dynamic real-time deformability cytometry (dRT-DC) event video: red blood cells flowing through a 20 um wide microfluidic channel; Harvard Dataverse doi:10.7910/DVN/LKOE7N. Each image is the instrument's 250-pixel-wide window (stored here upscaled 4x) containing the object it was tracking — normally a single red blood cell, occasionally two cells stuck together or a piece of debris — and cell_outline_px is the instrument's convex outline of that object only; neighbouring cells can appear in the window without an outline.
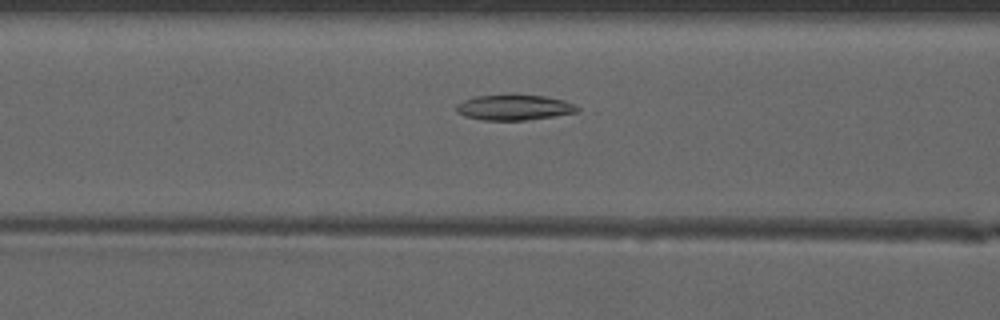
{"species": "common noctule bat (a hibernating species)", "species_latin": "Nyctalus noctula", "temperature_condition": "warm", "stored_images_in_passage": 36, "camera_frame_rate_fps": 3000, "um_per_image_px": 0.085, "animal": {"sex": "male", "forearm_length_mm": 52.5}, "frame": {"image": 1, "passage_image": 7, "time_ms": 2.0, "image_size_px": [1000, 320], "cell_outline_px": [[580, 108], [576, 112], [552, 116], [524, 120], [480, 120], [464, 116], [456, 112], [456, 104], [464, 100], [476, 96], [544, 96], [564, 100], [576, 104]], "centroid_in_image_um": [43.68, 9.15], "position_along_channel_um": 122.9, "area_um2": 17.57}}
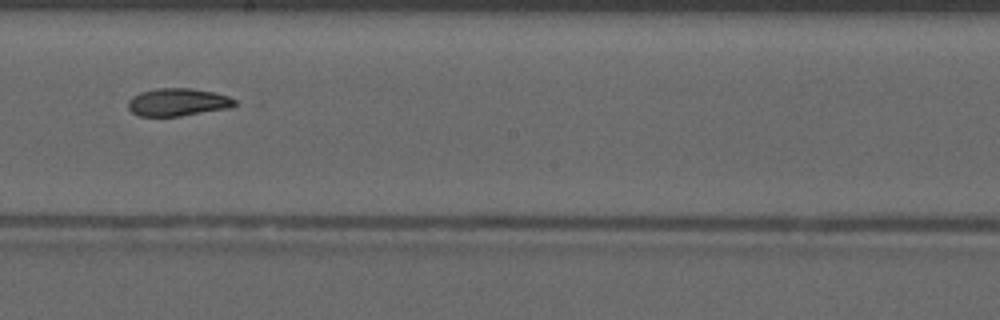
{"frame": {"image": 2, "passage_image": 15, "time_ms": 4.667, "image_size_px": [1000, 320], "cell_outline_px": [[236, 104], [228, 108], [180, 116], [140, 116], [132, 112], [128, 108], [128, 100], [132, 96], [140, 92], [156, 88], [192, 88], [212, 92], [228, 96], [236, 100]], "centroid_in_image_um": [15.08, 8.68], "position_along_channel_um": 233.1, "area_um2": 17.17}}
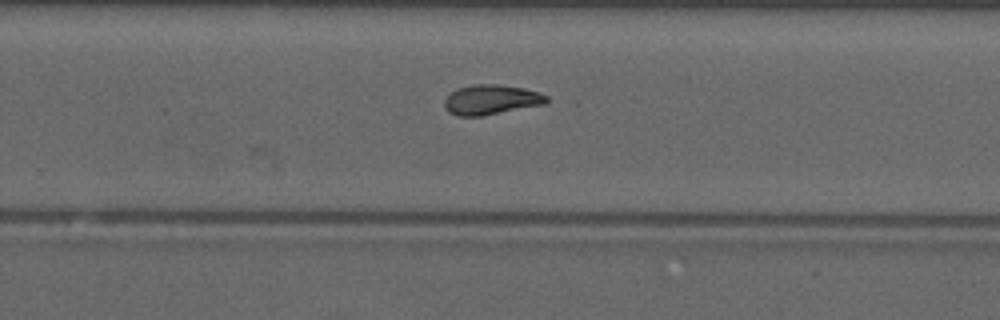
{"frame": {"image": 3, "passage_image": 19, "time_ms": 6.0, "image_size_px": [1000, 320], "cell_outline_px": [[548, 100], [544, 104], [480, 116], [456, 116], [448, 112], [444, 108], [444, 100], [452, 92], [460, 88], [472, 84], [496, 84], [524, 88], [540, 92], [548, 96]], "centroid_in_image_um": [41.74, 8.47], "position_along_channel_um": 288.1, "area_um2": 17.69}, "authors_computed_cell_mechanics": {"area_um2": 17.629, "velocity_mm_per_s": 4.1421, "shape_relaxation_time_tau1_ms": null, "shape_relaxation_time_tau2_ms": 4.8674, "deformation_change_tau1": null, "deformation_change_tau2": 0.119}}